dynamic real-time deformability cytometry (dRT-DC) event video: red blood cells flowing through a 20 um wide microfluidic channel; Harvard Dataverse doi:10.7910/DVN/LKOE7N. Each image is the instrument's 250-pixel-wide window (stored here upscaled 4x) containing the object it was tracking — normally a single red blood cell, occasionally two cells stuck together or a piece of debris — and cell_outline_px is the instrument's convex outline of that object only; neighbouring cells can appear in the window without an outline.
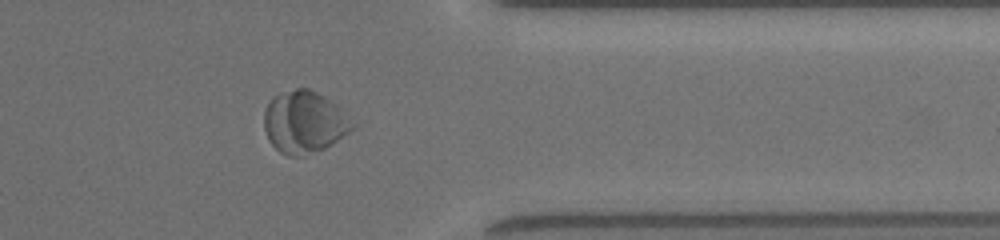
{"species": "common noctule bat (a hibernating species)", "species_latin": "Nyctalus noctula", "temperature_condition": "room temperature", "stored_images_in_passage": 45, "camera_frame_rate_fps": 3000, "um_per_image_px": 0.085, "animal": {"sex": "female", "body_mass_g": 19.5, "forearm_length_mm": 54.1}, "frame": {"image": 1, "passage_image": 36, "time_ms": 11.667, "image_size_px": [1000, 240], "cell_outline_px": [[356, 128], [324, 148], [300, 156], [288, 156], [280, 152], [268, 140], [264, 128], [264, 112], [268, 100], [272, 96], [296, 88], [308, 88], [324, 96], [336, 104], [356, 124]], "centroid_in_image_um": [25.85, 10.36], "position_along_channel_um": 385.5, "area_um2": 31.96}}